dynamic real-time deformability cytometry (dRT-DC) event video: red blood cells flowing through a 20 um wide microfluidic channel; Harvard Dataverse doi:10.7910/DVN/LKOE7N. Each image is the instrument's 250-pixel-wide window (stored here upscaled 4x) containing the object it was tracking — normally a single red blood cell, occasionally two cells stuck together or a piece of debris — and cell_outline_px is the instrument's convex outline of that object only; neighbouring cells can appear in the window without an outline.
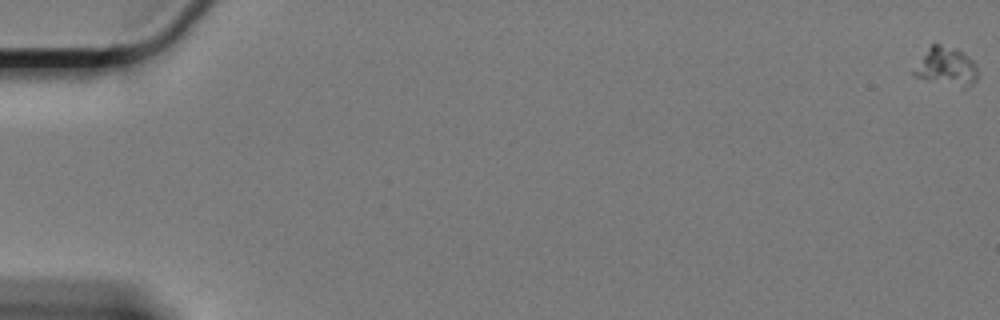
{"species": "Egyptian fruit bat (a non-hibernating species)", "species_latin": "Rousettus aegyptiacus", "temperature_condition": "cold", "stored_images_in_passage": 43, "camera_frame_rate_fps": 3000, "um_per_image_px": 0.085, "animal": {"sex": "female"}, "frame": {"image": 1, "passage_image": 1, "time_ms": 0.0, "image_size_px": [1000, 320], "cell_outline_px": [[976, 80], [968, 88], [964, 88], [928, 80], [916, 76], [912, 72], [928, 48], [932, 44], [940, 44], [956, 48], [964, 52], [972, 60], [976, 68]], "centroid_in_image_um": [80.46, 5.66], "position_along_channel_um": 4.5, "area_um2": 14.05}}
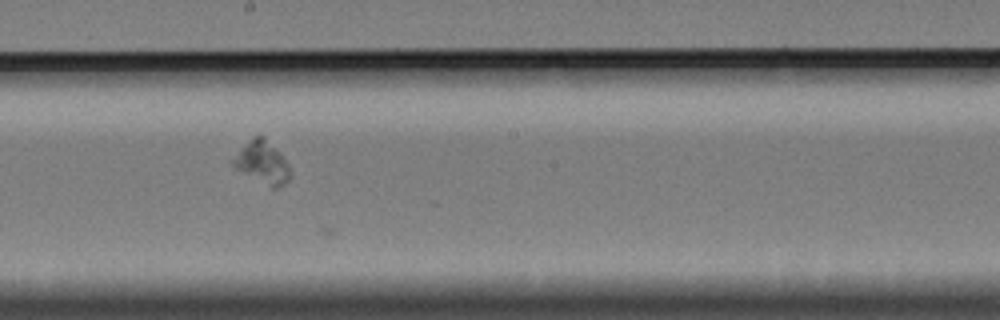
{"frame": {"image": 2, "passage_image": 37, "time_ms": 12.0, "image_size_px": [1000, 320], "cell_outline_px": [[288, 180], [284, 184], [276, 188], [272, 188], [236, 168], [228, 160], [252, 136], [264, 136], [280, 152], [288, 164]], "centroid_in_image_um": [22.24, 13.76], "position_along_channel_um": 226.0, "area_um2": 13.99}}
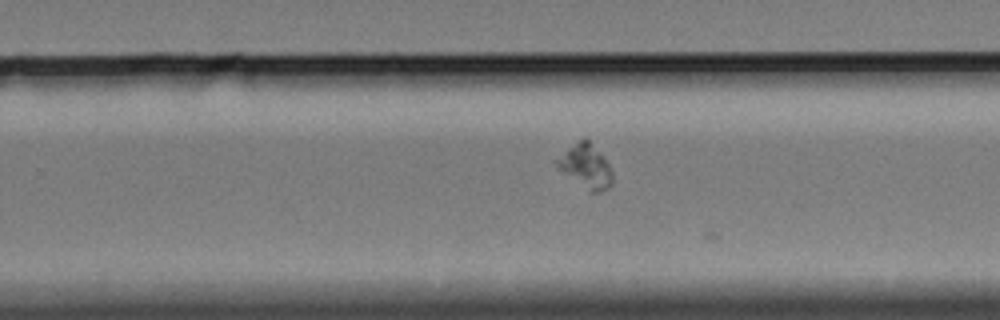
{"frame": {"image": 3, "passage_image": 42, "time_ms": 13.667, "image_size_px": [1000, 320], "cell_outline_px": [[612, 184], [608, 188], [600, 192], [592, 192], [560, 168], [552, 160], [584, 136], [588, 136], [608, 164], [612, 172]], "centroid_in_image_um": [49.81, 14.06], "position_along_channel_um": 280.0, "area_um2": 13.87}}